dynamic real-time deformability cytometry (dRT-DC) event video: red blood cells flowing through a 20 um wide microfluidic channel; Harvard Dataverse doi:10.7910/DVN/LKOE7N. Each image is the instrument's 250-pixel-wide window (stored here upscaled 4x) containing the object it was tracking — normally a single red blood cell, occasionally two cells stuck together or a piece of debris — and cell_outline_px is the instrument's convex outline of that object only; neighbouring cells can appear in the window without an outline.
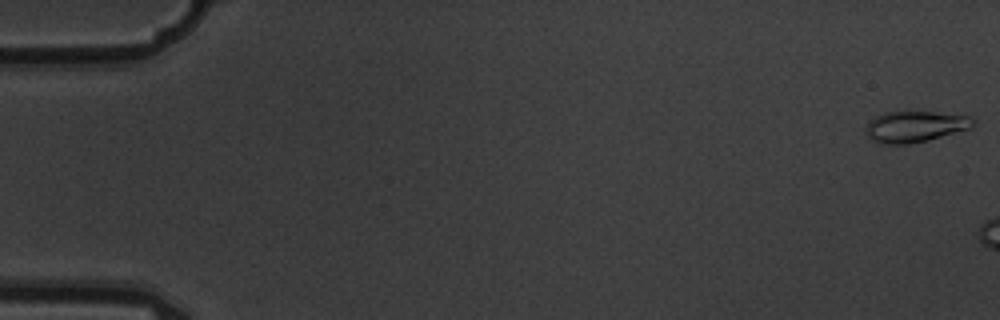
{"species": "common noctule bat (a hibernating species)", "species_latin": "Nyctalus noctula", "temperature_condition": "warm", "stored_images_in_passage": 3, "camera_frame_rate_fps": 3000, "um_per_image_px": 0.085, "animal": {"sex": "male", "body_mass_g": 19.5, "forearm_length_mm": 54.6}, "frame": {"image": 1, "passage_image": 1, "time_ms": 0.0, "image_size_px": [1000, 320], "cell_outline_px": [[976, 120], [972, 128], [928, 140], [908, 144], [880, 144], [872, 140], [868, 136], [864, 128], [876, 116], [884, 112], [932, 112], [968, 116]], "centroid_in_image_um": [77.78, 10.77], "position_along_channel_um": 7.2, "area_um2": 19.36}}